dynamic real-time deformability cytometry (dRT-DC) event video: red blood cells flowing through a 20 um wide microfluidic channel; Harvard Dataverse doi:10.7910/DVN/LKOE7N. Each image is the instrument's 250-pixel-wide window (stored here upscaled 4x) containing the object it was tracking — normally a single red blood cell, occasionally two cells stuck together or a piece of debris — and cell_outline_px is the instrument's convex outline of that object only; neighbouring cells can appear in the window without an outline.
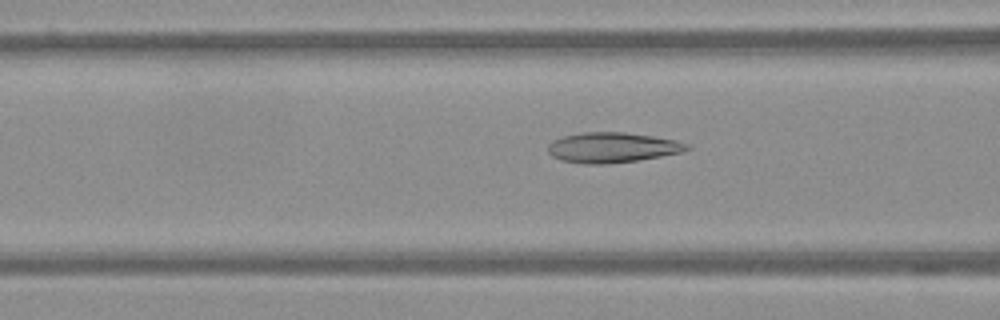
{"species": "Egyptian fruit bat (a non-hibernating species)", "species_latin": "Rousettus aegyptiacus", "temperature_condition": "warm", "stored_images_in_passage": 41, "camera_frame_rate_fps": 3000, "um_per_image_px": 0.085, "frame": {"image": 1, "passage_image": 7, "time_ms": 2.0, "image_size_px": [1000, 320], "cell_outline_px": [[692, 148], [680, 152], [660, 156], [636, 160], [608, 164], [584, 164], [560, 160], [552, 156], [548, 152], [548, 144], [552, 140], [564, 136], [584, 132], [624, 132], [652, 136], [676, 140], [688, 144]], "centroid_in_image_um": [52.01, 12.54], "position_along_channel_um": 114.6, "area_um2": 24.39}}
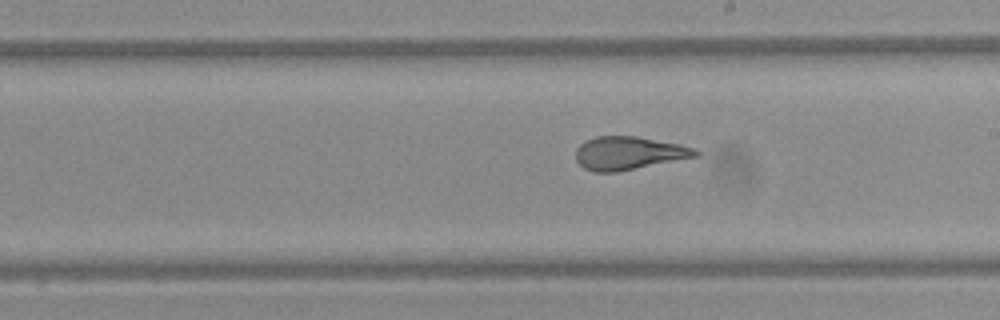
{"frame": {"image": 2, "passage_image": 17, "time_ms": 5.333, "image_size_px": [1000, 320], "cell_outline_px": [[700, 156], [616, 172], [592, 172], [584, 168], [576, 160], [576, 148], [580, 144], [596, 136], [636, 136], [680, 144], [692, 148], [700, 152]], "centroid_in_image_um": [53.44, 13.02], "position_along_channel_um": 235.6, "area_um2": 23.12}}
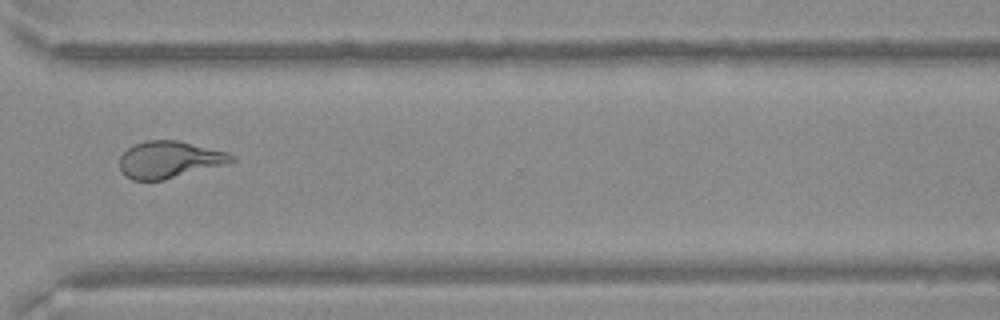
{"frame": {"image": 3, "passage_image": 27, "time_ms": 8.667, "image_size_px": [1000, 320], "cell_outline_px": [[236, 160], [228, 164], [164, 180], [132, 180], [120, 168], [120, 156], [128, 148], [144, 140], [176, 140], [224, 152], [236, 156]], "centroid_in_image_um": [14.41, 13.57], "position_along_channel_um": 356.2, "area_um2": 23.81}}